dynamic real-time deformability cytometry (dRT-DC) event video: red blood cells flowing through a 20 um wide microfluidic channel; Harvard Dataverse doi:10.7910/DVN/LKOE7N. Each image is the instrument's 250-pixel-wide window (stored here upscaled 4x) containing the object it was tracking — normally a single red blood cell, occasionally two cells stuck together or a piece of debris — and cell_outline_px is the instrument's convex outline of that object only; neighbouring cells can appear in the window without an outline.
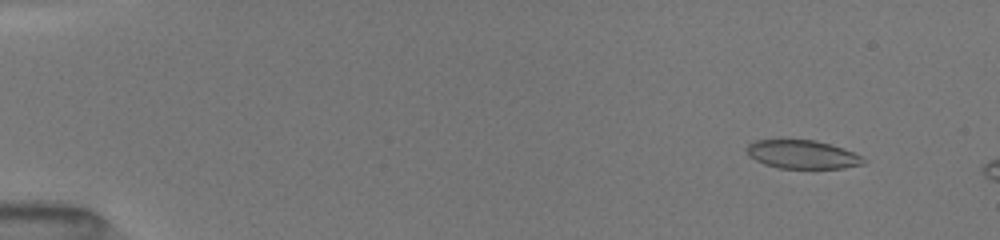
{"species": "common noctule bat (a hibernating species)", "species_latin": "Nyctalus noctula", "temperature_condition": "room temperature", "stored_images_in_passage": 16, "camera_frame_rate_fps": 3000, "um_per_image_px": 0.085, "animal": {"sex": "female", "body_mass_g": 19.5, "forearm_length_mm": 54.1}, "frame": {"image": 1, "passage_image": 5, "time_ms": 1.333, "image_size_px": [1000, 240], "cell_outline_px": [[868, 160], [864, 164], [844, 168], [780, 168], [764, 164], [748, 156], [744, 148], [748, 144], [756, 140], [816, 140], [844, 148]], "centroid_in_image_um": [68.19, 13.13], "position_along_channel_um": 16.8, "area_um2": 19.48}}